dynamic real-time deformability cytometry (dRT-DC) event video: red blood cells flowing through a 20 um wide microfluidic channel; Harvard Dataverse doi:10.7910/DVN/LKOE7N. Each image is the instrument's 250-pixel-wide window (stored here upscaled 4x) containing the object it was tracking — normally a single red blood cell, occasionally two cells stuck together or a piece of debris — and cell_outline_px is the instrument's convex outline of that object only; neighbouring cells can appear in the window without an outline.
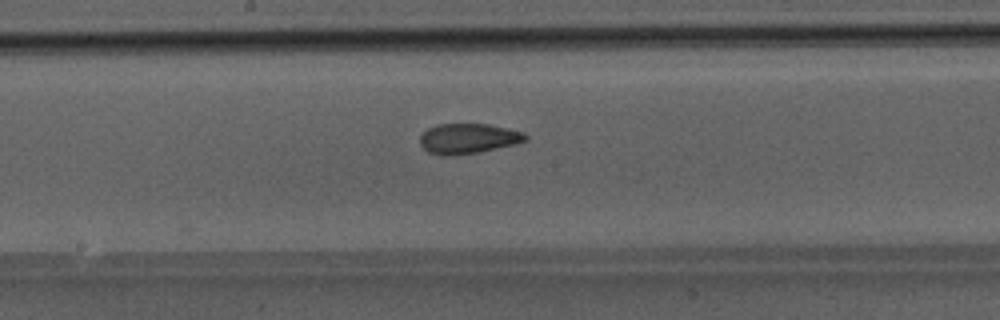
{"species": "Egyptian fruit bat (a non-hibernating species)", "species_latin": "Rousettus aegyptiacus", "temperature_condition": "room temperature", "stored_images_in_passage": 23, "camera_frame_rate_fps": 3000, "um_per_image_px": 0.085, "animal": {"sex": "male"}, "frame": {"image": 1, "passage_image": 13, "time_ms": 4.0, "image_size_px": [1000, 320], "cell_outline_px": [[528, 140], [516, 144], [480, 152], [452, 156], [440, 156], [428, 152], [420, 144], [420, 136], [428, 128], [436, 124], [488, 124], [524, 132], [528, 136]], "centroid_in_image_um": [39.8, 11.79], "position_along_channel_um": 208.4, "area_um2": 18.73}}